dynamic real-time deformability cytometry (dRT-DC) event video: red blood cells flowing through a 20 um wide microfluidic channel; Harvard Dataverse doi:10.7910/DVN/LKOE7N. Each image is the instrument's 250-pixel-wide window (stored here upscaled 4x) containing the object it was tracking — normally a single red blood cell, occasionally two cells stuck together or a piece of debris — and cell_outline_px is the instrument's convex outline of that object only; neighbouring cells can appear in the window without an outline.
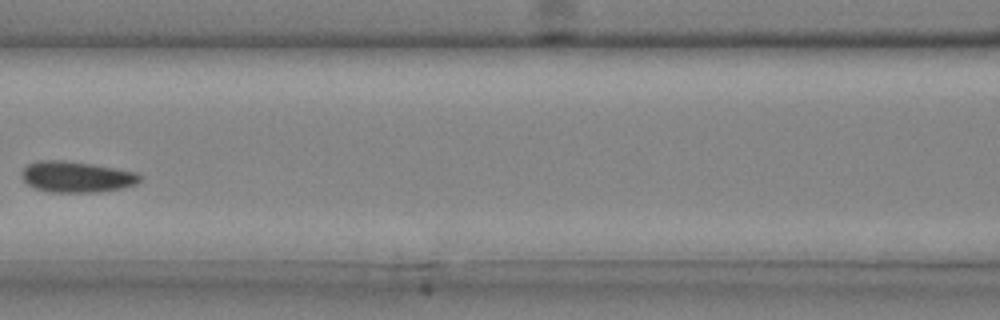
{"species": "common noctule bat (a hibernating species)", "species_latin": "Nyctalus noctula", "temperature_condition": "cold", "stored_images_in_passage": 4, "camera_frame_rate_fps": 3000, "um_per_image_px": 0.085, "animal": {"sex": "male", "body_mass_g": 20.4}, "frame": {"image": 1, "passage_image": 4, "time_ms": 1.0, "image_size_px": [1000, 320], "cell_outline_px": [[144, 176], [136, 184], [120, 188], [96, 192], [48, 192], [36, 188], [28, 184], [24, 180], [24, 168], [28, 164], [36, 160], [64, 160], [92, 164], [116, 168], [136, 172]], "centroid_in_image_um": [6.54, 15.02], "position_along_channel_um": 160.1, "area_um2": 21.21}}